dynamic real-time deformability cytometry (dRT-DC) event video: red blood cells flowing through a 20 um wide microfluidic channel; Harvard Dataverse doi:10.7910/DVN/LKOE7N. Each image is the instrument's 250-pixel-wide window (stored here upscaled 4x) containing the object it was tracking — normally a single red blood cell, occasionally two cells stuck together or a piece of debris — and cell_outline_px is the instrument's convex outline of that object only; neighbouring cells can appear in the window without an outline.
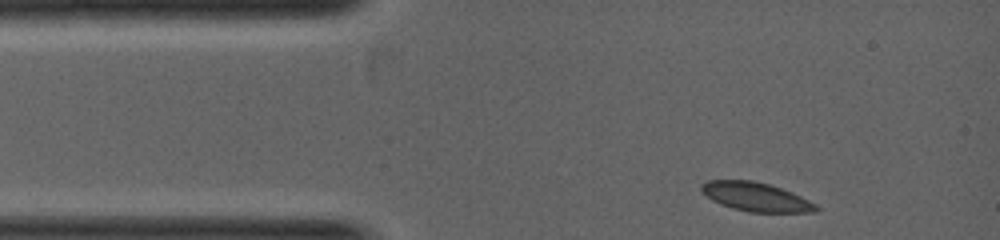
{"species": "common noctule bat (a hibernating species)", "species_latin": "Nyctalus noctula", "temperature_condition": "warm", "stored_images_in_passage": 6, "camera_frame_rate_fps": 5000, "um_per_image_px": 0.085, "animal": {"sex": "female", "body_mass_g": 19.0, "forearm_length_mm": 53.3}, "frame": {"image": 1, "passage_image": 1, "time_ms": 0.0, "image_size_px": [1000, 240], "cell_outline_px": [[820, 208], [808, 212], [748, 212], [732, 208], [712, 200], [700, 188], [700, 184], [708, 180], [752, 180], [768, 184], [792, 192], [808, 200]], "centroid_in_image_um": [64.21, 16.72], "position_along_channel_um": 20.8, "area_um2": 18.96}}
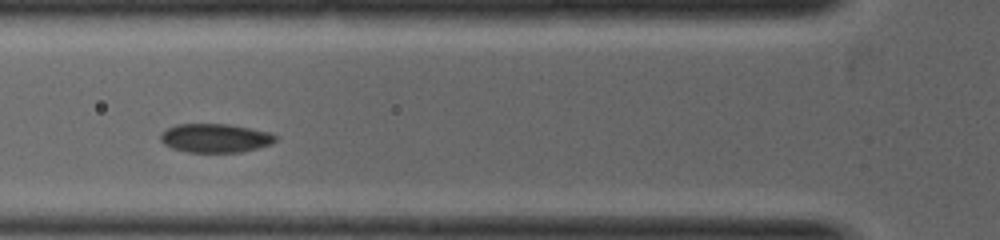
{"frame": {"image": 2, "passage_image": 5, "time_ms": 1.6, "image_size_px": [1000, 240], "cell_outline_px": [[276, 140], [272, 144], [240, 152], [188, 152], [172, 148], [164, 144], [160, 140], [160, 136], [168, 128], [176, 124], [228, 124], [268, 132], [276, 136]], "centroid_in_image_um": [18.28, 11.74], "position_along_channel_um": 107.5, "area_um2": 19.07}}
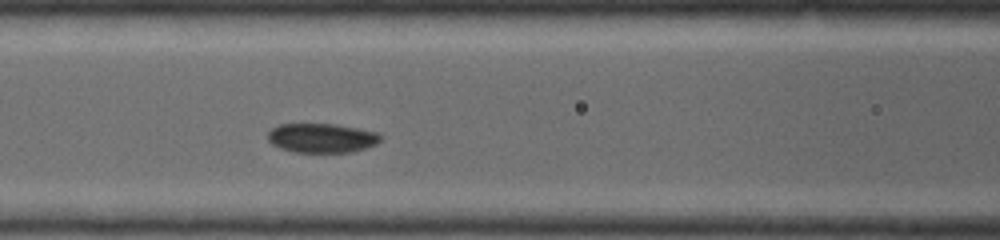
{"frame": {"image": 3, "passage_image": 6, "time_ms": 2.0, "image_size_px": [1000, 240], "cell_outline_px": [[380, 140], [376, 144], [352, 152], [296, 152], [280, 148], [272, 144], [268, 140], [268, 132], [272, 128], [280, 124], [332, 124], [356, 128], [376, 132], [380, 136]], "centroid_in_image_um": [27.31, 11.73], "position_along_channel_um": 139.3, "area_um2": 19.02}}